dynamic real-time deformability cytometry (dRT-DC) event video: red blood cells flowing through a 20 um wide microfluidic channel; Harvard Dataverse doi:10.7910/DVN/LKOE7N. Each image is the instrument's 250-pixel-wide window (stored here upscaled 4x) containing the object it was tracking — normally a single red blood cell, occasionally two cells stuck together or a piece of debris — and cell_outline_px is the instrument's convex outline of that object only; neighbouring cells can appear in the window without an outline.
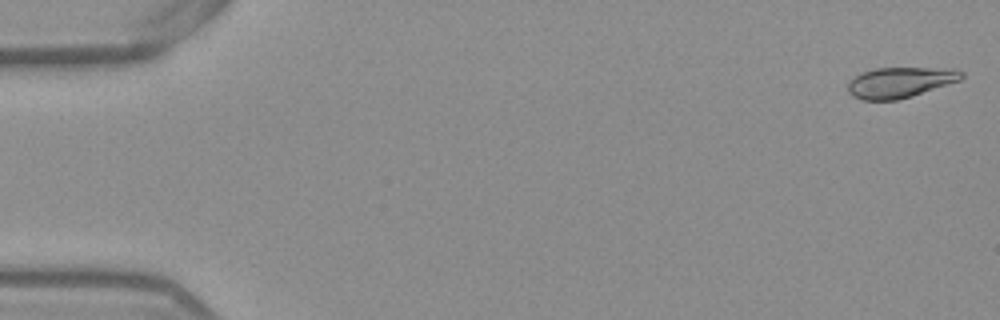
{"species": "Egyptian fruit bat (a non-hibernating species)", "species_latin": "Rousettus aegyptiacus", "temperature_condition": "warm", "stored_images_in_passage": 52, "camera_frame_rate_fps": 3000, "um_per_image_px": 0.085, "frame": {"image": 1, "passage_image": 1, "time_ms": 0.0, "image_size_px": [1000, 320], "cell_outline_px": [[964, 76], [960, 80], [912, 96], [896, 100], [864, 100], [852, 96], [848, 92], [848, 84], [860, 72], [876, 68], [956, 68], [964, 72]], "centroid_in_image_um": [76.53, 6.99], "position_along_channel_um": 8.5, "area_um2": 20.23}}
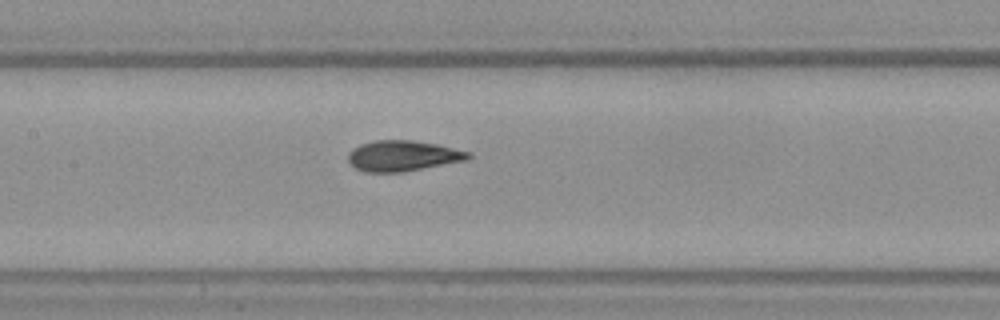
{"frame": {"image": 2, "passage_image": 25, "time_ms": 8.0, "image_size_px": [1000, 320], "cell_outline_px": [[472, 156], [468, 160], [404, 172], [364, 172], [356, 168], [348, 160], [348, 152], [352, 148], [360, 144], [376, 140], [412, 140], [436, 144], [472, 152]], "centroid_in_image_um": [34.26, 13.25], "position_along_channel_um": 173.1, "area_um2": 21.62}}
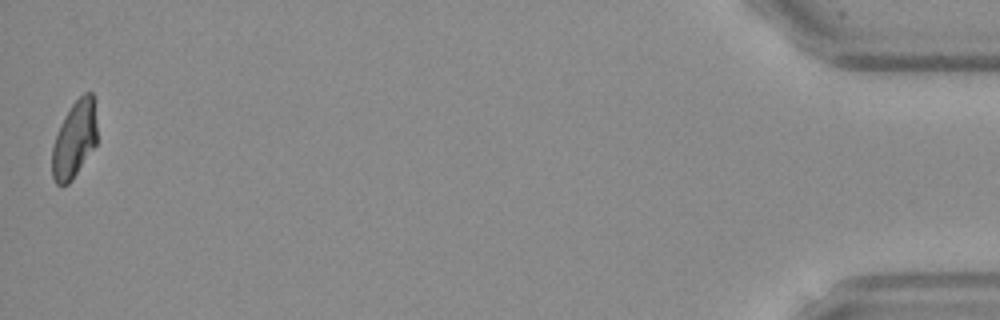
{"frame": {"image": 3, "passage_image": 52, "time_ms": 17.0, "image_size_px": [1000, 320], "cell_outline_px": [[96, 144], [72, 180], [68, 184], [56, 184], [52, 176], [52, 148], [60, 124], [64, 116], [72, 104], [84, 92], [92, 92], [96, 124]], "centroid_in_image_um": [6.31, 11.86], "position_along_channel_um": 428.9, "area_um2": 19.88}, "authors_computed_cell_mechanics": {"area_um2": 21.2704, "velocity_mm_per_s": 3.8802, "shape_relaxation_time_tau1_ms": 5.6183, "shape_relaxation_time_tau2_ms": 1.2039, "deformation_change_tau1": 0.1802, "deformation_change_tau2": 0.053}}